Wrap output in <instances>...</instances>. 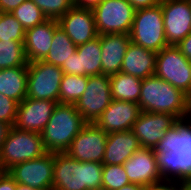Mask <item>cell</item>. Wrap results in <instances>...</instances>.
Wrapping results in <instances>:
<instances>
[{
	"instance_id": "obj_37",
	"label": "cell",
	"mask_w": 191,
	"mask_h": 190,
	"mask_svg": "<svg viewBox=\"0 0 191 190\" xmlns=\"http://www.w3.org/2000/svg\"><path fill=\"white\" fill-rule=\"evenodd\" d=\"M168 182V183H167ZM174 181L172 180H163L161 182H157L155 184H151L149 186H146L145 187V190H176V185L174 186ZM164 183H167V184H164ZM173 183V184H172Z\"/></svg>"
},
{
	"instance_id": "obj_30",
	"label": "cell",
	"mask_w": 191,
	"mask_h": 190,
	"mask_svg": "<svg viewBox=\"0 0 191 190\" xmlns=\"http://www.w3.org/2000/svg\"><path fill=\"white\" fill-rule=\"evenodd\" d=\"M128 184H130V181L123 165H103V190H117Z\"/></svg>"
},
{
	"instance_id": "obj_40",
	"label": "cell",
	"mask_w": 191,
	"mask_h": 190,
	"mask_svg": "<svg viewBox=\"0 0 191 190\" xmlns=\"http://www.w3.org/2000/svg\"><path fill=\"white\" fill-rule=\"evenodd\" d=\"M12 126L10 124H7L5 122L0 121V150L3 146V143L5 142L8 133L10 132V129Z\"/></svg>"
},
{
	"instance_id": "obj_41",
	"label": "cell",
	"mask_w": 191,
	"mask_h": 190,
	"mask_svg": "<svg viewBox=\"0 0 191 190\" xmlns=\"http://www.w3.org/2000/svg\"><path fill=\"white\" fill-rule=\"evenodd\" d=\"M117 190H145V187L140 184L130 183Z\"/></svg>"
},
{
	"instance_id": "obj_39",
	"label": "cell",
	"mask_w": 191,
	"mask_h": 190,
	"mask_svg": "<svg viewBox=\"0 0 191 190\" xmlns=\"http://www.w3.org/2000/svg\"><path fill=\"white\" fill-rule=\"evenodd\" d=\"M102 0H73L74 6L79 8L93 9Z\"/></svg>"
},
{
	"instance_id": "obj_29",
	"label": "cell",
	"mask_w": 191,
	"mask_h": 190,
	"mask_svg": "<svg viewBox=\"0 0 191 190\" xmlns=\"http://www.w3.org/2000/svg\"><path fill=\"white\" fill-rule=\"evenodd\" d=\"M11 14L22 24L25 30L48 20L45 14L31 0L24 1Z\"/></svg>"
},
{
	"instance_id": "obj_9",
	"label": "cell",
	"mask_w": 191,
	"mask_h": 190,
	"mask_svg": "<svg viewBox=\"0 0 191 190\" xmlns=\"http://www.w3.org/2000/svg\"><path fill=\"white\" fill-rule=\"evenodd\" d=\"M27 98L52 100L59 103L60 83L63 71L59 66L43 60L27 64Z\"/></svg>"
},
{
	"instance_id": "obj_17",
	"label": "cell",
	"mask_w": 191,
	"mask_h": 190,
	"mask_svg": "<svg viewBox=\"0 0 191 190\" xmlns=\"http://www.w3.org/2000/svg\"><path fill=\"white\" fill-rule=\"evenodd\" d=\"M58 23L76 46L98 37L92 9L74 6L58 20Z\"/></svg>"
},
{
	"instance_id": "obj_31",
	"label": "cell",
	"mask_w": 191,
	"mask_h": 190,
	"mask_svg": "<svg viewBox=\"0 0 191 190\" xmlns=\"http://www.w3.org/2000/svg\"><path fill=\"white\" fill-rule=\"evenodd\" d=\"M26 30L11 14L3 12L0 18V40H14L24 43Z\"/></svg>"
},
{
	"instance_id": "obj_15",
	"label": "cell",
	"mask_w": 191,
	"mask_h": 190,
	"mask_svg": "<svg viewBox=\"0 0 191 190\" xmlns=\"http://www.w3.org/2000/svg\"><path fill=\"white\" fill-rule=\"evenodd\" d=\"M100 35L77 46L75 53L60 67L63 74L94 76L102 74Z\"/></svg>"
},
{
	"instance_id": "obj_8",
	"label": "cell",
	"mask_w": 191,
	"mask_h": 190,
	"mask_svg": "<svg viewBox=\"0 0 191 190\" xmlns=\"http://www.w3.org/2000/svg\"><path fill=\"white\" fill-rule=\"evenodd\" d=\"M92 10L98 35L130 33L135 9L127 0H102Z\"/></svg>"
},
{
	"instance_id": "obj_38",
	"label": "cell",
	"mask_w": 191,
	"mask_h": 190,
	"mask_svg": "<svg viewBox=\"0 0 191 190\" xmlns=\"http://www.w3.org/2000/svg\"><path fill=\"white\" fill-rule=\"evenodd\" d=\"M24 1L26 0H0V10L2 12L11 13Z\"/></svg>"
},
{
	"instance_id": "obj_2",
	"label": "cell",
	"mask_w": 191,
	"mask_h": 190,
	"mask_svg": "<svg viewBox=\"0 0 191 190\" xmlns=\"http://www.w3.org/2000/svg\"><path fill=\"white\" fill-rule=\"evenodd\" d=\"M138 105L143 112L171 114L178 119L190 117L189 97L155 75L142 79Z\"/></svg>"
},
{
	"instance_id": "obj_13",
	"label": "cell",
	"mask_w": 191,
	"mask_h": 190,
	"mask_svg": "<svg viewBox=\"0 0 191 190\" xmlns=\"http://www.w3.org/2000/svg\"><path fill=\"white\" fill-rule=\"evenodd\" d=\"M161 9L167 43L177 45L191 33L190 0H163Z\"/></svg>"
},
{
	"instance_id": "obj_23",
	"label": "cell",
	"mask_w": 191,
	"mask_h": 190,
	"mask_svg": "<svg viewBox=\"0 0 191 190\" xmlns=\"http://www.w3.org/2000/svg\"><path fill=\"white\" fill-rule=\"evenodd\" d=\"M156 52L130 43L122 61L121 72L141 79L153 76L156 65Z\"/></svg>"
},
{
	"instance_id": "obj_14",
	"label": "cell",
	"mask_w": 191,
	"mask_h": 190,
	"mask_svg": "<svg viewBox=\"0 0 191 190\" xmlns=\"http://www.w3.org/2000/svg\"><path fill=\"white\" fill-rule=\"evenodd\" d=\"M179 119L171 114L141 111L131 131L143 148L155 149L167 130L171 129Z\"/></svg>"
},
{
	"instance_id": "obj_11",
	"label": "cell",
	"mask_w": 191,
	"mask_h": 190,
	"mask_svg": "<svg viewBox=\"0 0 191 190\" xmlns=\"http://www.w3.org/2000/svg\"><path fill=\"white\" fill-rule=\"evenodd\" d=\"M111 102L110 77L100 74L88 76L86 89L74 105L87 123H95Z\"/></svg>"
},
{
	"instance_id": "obj_36",
	"label": "cell",
	"mask_w": 191,
	"mask_h": 190,
	"mask_svg": "<svg viewBox=\"0 0 191 190\" xmlns=\"http://www.w3.org/2000/svg\"><path fill=\"white\" fill-rule=\"evenodd\" d=\"M176 47L180 50L182 54L186 56L188 60L191 61V33L184 39H182Z\"/></svg>"
},
{
	"instance_id": "obj_32",
	"label": "cell",
	"mask_w": 191,
	"mask_h": 190,
	"mask_svg": "<svg viewBox=\"0 0 191 190\" xmlns=\"http://www.w3.org/2000/svg\"><path fill=\"white\" fill-rule=\"evenodd\" d=\"M48 19L59 20L71 8L73 0H31Z\"/></svg>"
},
{
	"instance_id": "obj_42",
	"label": "cell",
	"mask_w": 191,
	"mask_h": 190,
	"mask_svg": "<svg viewBox=\"0 0 191 190\" xmlns=\"http://www.w3.org/2000/svg\"><path fill=\"white\" fill-rule=\"evenodd\" d=\"M180 183V184H179ZM178 185L180 186H177L178 189L176 190H191V181H179Z\"/></svg>"
},
{
	"instance_id": "obj_6",
	"label": "cell",
	"mask_w": 191,
	"mask_h": 190,
	"mask_svg": "<svg viewBox=\"0 0 191 190\" xmlns=\"http://www.w3.org/2000/svg\"><path fill=\"white\" fill-rule=\"evenodd\" d=\"M45 153L41 134L12 126L0 150V171H7L15 164L33 160Z\"/></svg>"
},
{
	"instance_id": "obj_16",
	"label": "cell",
	"mask_w": 191,
	"mask_h": 190,
	"mask_svg": "<svg viewBox=\"0 0 191 190\" xmlns=\"http://www.w3.org/2000/svg\"><path fill=\"white\" fill-rule=\"evenodd\" d=\"M58 102L25 98L18 104L14 127L42 133Z\"/></svg>"
},
{
	"instance_id": "obj_34",
	"label": "cell",
	"mask_w": 191,
	"mask_h": 190,
	"mask_svg": "<svg viewBox=\"0 0 191 190\" xmlns=\"http://www.w3.org/2000/svg\"><path fill=\"white\" fill-rule=\"evenodd\" d=\"M0 190H16V182L7 171H0Z\"/></svg>"
},
{
	"instance_id": "obj_7",
	"label": "cell",
	"mask_w": 191,
	"mask_h": 190,
	"mask_svg": "<svg viewBox=\"0 0 191 190\" xmlns=\"http://www.w3.org/2000/svg\"><path fill=\"white\" fill-rule=\"evenodd\" d=\"M155 76L191 95V61L176 47L169 45L156 54Z\"/></svg>"
},
{
	"instance_id": "obj_20",
	"label": "cell",
	"mask_w": 191,
	"mask_h": 190,
	"mask_svg": "<svg viewBox=\"0 0 191 190\" xmlns=\"http://www.w3.org/2000/svg\"><path fill=\"white\" fill-rule=\"evenodd\" d=\"M130 43L129 34L100 35L102 74L111 76L121 72L122 61Z\"/></svg>"
},
{
	"instance_id": "obj_26",
	"label": "cell",
	"mask_w": 191,
	"mask_h": 190,
	"mask_svg": "<svg viewBox=\"0 0 191 190\" xmlns=\"http://www.w3.org/2000/svg\"><path fill=\"white\" fill-rule=\"evenodd\" d=\"M76 50L77 46L58 25L54 31L51 48L43 61L61 67Z\"/></svg>"
},
{
	"instance_id": "obj_4",
	"label": "cell",
	"mask_w": 191,
	"mask_h": 190,
	"mask_svg": "<svg viewBox=\"0 0 191 190\" xmlns=\"http://www.w3.org/2000/svg\"><path fill=\"white\" fill-rule=\"evenodd\" d=\"M86 124L74 104L58 103L41 133L46 152H66Z\"/></svg>"
},
{
	"instance_id": "obj_25",
	"label": "cell",
	"mask_w": 191,
	"mask_h": 190,
	"mask_svg": "<svg viewBox=\"0 0 191 190\" xmlns=\"http://www.w3.org/2000/svg\"><path fill=\"white\" fill-rule=\"evenodd\" d=\"M109 77L112 100L135 102L138 104L142 85L141 78L122 72Z\"/></svg>"
},
{
	"instance_id": "obj_35",
	"label": "cell",
	"mask_w": 191,
	"mask_h": 190,
	"mask_svg": "<svg viewBox=\"0 0 191 190\" xmlns=\"http://www.w3.org/2000/svg\"><path fill=\"white\" fill-rule=\"evenodd\" d=\"M135 10L153 7L161 4L163 0H127Z\"/></svg>"
},
{
	"instance_id": "obj_33",
	"label": "cell",
	"mask_w": 191,
	"mask_h": 190,
	"mask_svg": "<svg viewBox=\"0 0 191 190\" xmlns=\"http://www.w3.org/2000/svg\"><path fill=\"white\" fill-rule=\"evenodd\" d=\"M18 102L0 93V121L14 126Z\"/></svg>"
},
{
	"instance_id": "obj_24",
	"label": "cell",
	"mask_w": 191,
	"mask_h": 190,
	"mask_svg": "<svg viewBox=\"0 0 191 190\" xmlns=\"http://www.w3.org/2000/svg\"><path fill=\"white\" fill-rule=\"evenodd\" d=\"M27 66H19L0 70V93L6 97L22 102L27 95Z\"/></svg>"
},
{
	"instance_id": "obj_10",
	"label": "cell",
	"mask_w": 191,
	"mask_h": 190,
	"mask_svg": "<svg viewBox=\"0 0 191 190\" xmlns=\"http://www.w3.org/2000/svg\"><path fill=\"white\" fill-rule=\"evenodd\" d=\"M55 153L46 152L33 160L15 164L7 170L18 184L37 190H52Z\"/></svg>"
},
{
	"instance_id": "obj_19",
	"label": "cell",
	"mask_w": 191,
	"mask_h": 190,
	"mask_svg": "<svg viewBox=\"0 0 191 190\" xmlns=\"http://www.w3.org/2000/svg\"><path fill=\"white\" fill-rule=\"evenodd\" d=\"M123 166L130 183L146 187L163 181L153 149L140 147Z\"/></svg>"
},
{
	"instance_id": "obj_21",
	"label": "cell",
	"mask_w": 191,
	"mask_h": 190,
	"mask_svg": "<svg viewBox=\"0 0 191 190\" xmlns=\"http://www.w3.org/2000/svg\"><path fill=\"white\" fill-rule=\"evenodd\" d=\"M58 25V20L48 19L26 30L24 51L28 63L43 60L47 56Z\"/></svg>"
},
{
	"instance_id": "obj_1",
	"label": "cell",
	"mask_w": 191,
	"mask_h": 190,
	"mask_svg": "<svg viewBox=\"0 0 191 190\" xmlns=\"http://www.w3.org/2000/svg\"><path fill=\"white\" fill-rule=\"evenodd\" d=\"M179 119L166 131L155 149V158L163 180L191 181V122Z\"/></svg>"
},
{
	"instance_id": "obj_22",
	"label": "cell",
	"mask_w": 191,
	"mask_h": 190,
	"mask_svg": "<svg viewBox=\"0 0 191 190\" xmlns=\"http://www.w3.org/2000/svg\"><path fill=\"white\" fill-rule=\"evenodd\" d=\"M131 130L108 133L103 165H123L139 148Z\"/></svg>"
},
{
	"instance_id": "obj_27",
	"label": "cell",
	"mask_w": 191,
	"mask_h": 190,
	"mask_svg": "<svg viewBox=\"0 0 191 190\" xmlns=\"http://www.w3.org/2000/svg\"><path fill=\"white\" fill-rule=\"evenodd\" d=\"M88 76L63 74L60 90L59 103L75 104L86 89Z\"/></svg>"
},
{
	"instance_id": "obj_3",
	"label": "cell",
	"mask_w": 191,
	"mask_h": 190,
	"mask_svg": "<svg viewBox=\"0 0 191 190\" xmlns=\"http://www.w3.org/2000/svg\"><path fill=\"white\" fill-rule=\"evenodd\" d=\"M103 164L80 162L67 153H55L52 190L102 189Z\"/></svg>"
},
{
	"instance_id": "obj_5",
	"label": "cell",
	"mask_w": 191,
	"mask_h": 190,
	"mask_svg": "<svg viewBox=\"0 0 191 190\" xmlns=\"http://www.w3.org/2000/svg\"><path fill=\"white\" fill-rule=\"evenodd\" d=\"M129 36L132 43L156 53L169 46L165 37L161 4L135 10Z\"/></svg>"
},
{
	"instance_id": "obj_18",
	"label": "cell",
	"mask_w": 191,
	"mask_h": 190,
	"mask_svg": "<svg viewBox=\"0 0 191 190\" xmlns=\"http://www.w3.org/2000/svg\"><path fill=\"white\" fill-rule=\"evenodd\" d=\"M141 110L137 103L112 100L95 124L106 133L129 131Z\"/></svg>"
},
{
	"instance_id": "obj_44",
	"label": "cell",
	"mask_w": 191,
	"mask_h": 190,
	"mask_svg": "<svg viewBox=\"0 0 191 190\" xmlns=\"http://www.w3.org/2000/svg\"><path fill=\"white\" fill-rule=\"evenodd\" d=\"M189 113H190V116H191V95L189 96Z\"/></svg>"
},
{
	"instance_id": "obj_28",
	"label": "cell",
	"mask_w": 191,
	"mask_h": 190,
	"mask_svg": "<svg viewBox=\"0 0 191 190\" xmlns=\"http://www.w3.org/2000/svg\"><path fill=\"white\" fill-rule=\"evenodd\" d=\"M24 43L14 40H0V70L27 66Z\"/></svg>"
},
{
	"instance_id": "obj_43",
	"label": "cell",
	"mask_w": 191,
	"mask_h": 190,
	"mask_svg": "<svg viewBox=\"0 0 191 190\" xmlns=\"http://www.w3.org/2000/svg\"><path fill=\"white\" fill-rule=\"evenodd\" d=\"M16 190H37L35 188H32L28 185L18 184L16 183Z\"/></svg>"
},
{
	"instance_id": "obj_12",
	"label": "cell",
	"mask_w": 191,
	"mask_h": 190,
	"mask_svg": "<svg viewBox=\"0 0 191 190\" xmlns=\"http://www.w3.org/2000/svg\"><path fill=\"white\" fill-rule=\"evenodd\" d=\"M107 135L95 123H87L65 153L80 162L103 163Z\"/></svg>"
}]
</instances>
